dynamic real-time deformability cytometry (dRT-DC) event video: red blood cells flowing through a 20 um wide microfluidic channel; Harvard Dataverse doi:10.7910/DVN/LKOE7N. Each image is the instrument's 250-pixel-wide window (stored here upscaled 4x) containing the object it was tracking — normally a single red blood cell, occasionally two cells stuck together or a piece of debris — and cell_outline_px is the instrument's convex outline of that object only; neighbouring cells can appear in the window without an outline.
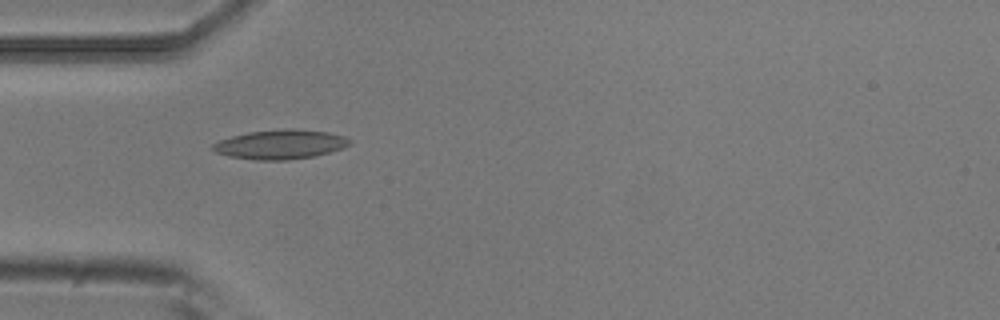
{"species": "common noctule bat (a hibernating species)", "species_latin": "Nyctalus noctula", "temperature_condition": "room temperature", "stored_images_in_passage": 7, "camera_frame_rate_fps": 3000, "um_per_image_px": 0.085, "animal": {"sex": "male", "body_mass_g": 20.5, "forearm_length_mm": 52.5}, "frame": {"image": 1, "passage_image": 3, "time_ms": 0.667, "image_size_px": [1000, 320], "cell_outline_px": [[352, 144], [344, 148], [312, 156], [288, 160], [256, 160], [228, 156], [216, 152], [212, 148], [212, 144], [220, 140], [232, 136], [248, 132], [284, 128], [296, 128], [328, 132], [344, 136], [352, 140]], "centroid_in_image_um": [23.86, 12.26], "position_along_channel_um": 61.1, "area_um2": 23.52}}
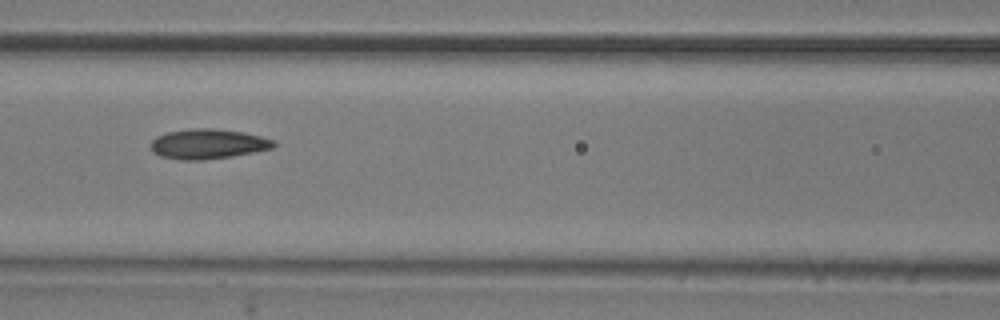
{"frame": {"image": 2, "passage_image": 5, "time_ms": 1.333, "image_size_px": [1000, 320], "cell_outline_px": [[276, 144], [272, 148], [232, 156], [204, 160], [180, 160], [160, 156], [152, 152], [152, 140], [156, 136], [168, 132], [192, 128], [212, 128], [244, 132], [260, 136], [272, 140]], "centroid_in_image_um": [17.64, 12.23], "position_along_channel_um": 149.0, "area_um2": 21.33}}
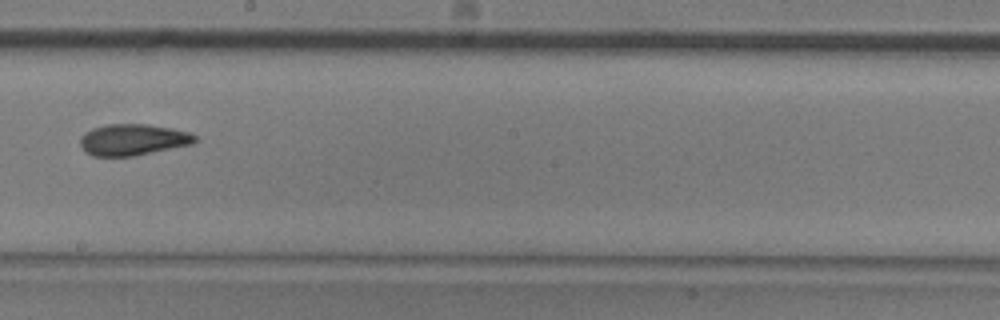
{"frame": {"image": 3, "passage_image": 7, "time_ms": 2.0, "image_size_px": [1000, 320], "cell_outline_px": [[196, 140], [192, 144], [132, 156], [92, 156], [84, 152], [80, 144], [80, 136], [84, 132], [92, 128], [108, 124], [148, 124], [172, 128], [192, 132], [196, 136]], "centroid_in_image_um": [11.27, 11.86], "position_along_channel_um": 236.9, "area_um2": 21.1}}